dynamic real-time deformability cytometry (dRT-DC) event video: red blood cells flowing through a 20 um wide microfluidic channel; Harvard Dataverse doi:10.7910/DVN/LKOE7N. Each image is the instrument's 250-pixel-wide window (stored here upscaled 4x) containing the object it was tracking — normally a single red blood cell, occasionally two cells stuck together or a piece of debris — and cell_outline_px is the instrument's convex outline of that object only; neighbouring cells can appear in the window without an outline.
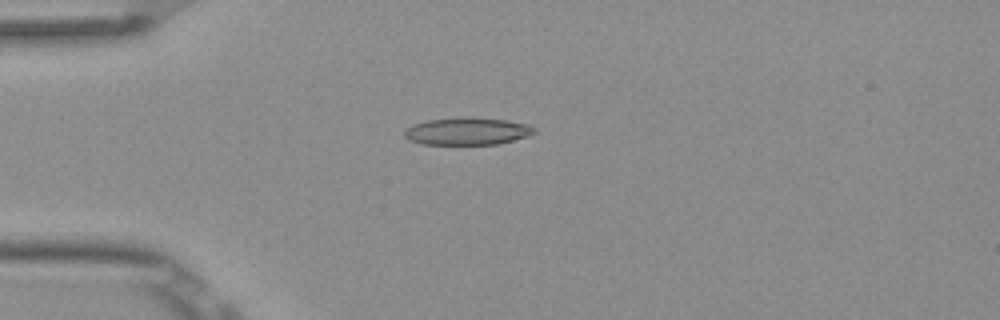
{"species": "Egyptian fruit bat (a non-hibernating species)", "species_latin": "Rousettus aegyptiacus", "temperature_condition": "room temperature", "stored_images_in_passage": 6, "camera_frame_rate_fps": 3000, "um_per_image_px": 0.085, "frame": {"image": 1, "passage_image": 4, "time_ms": 1.0, "image_size_px": [1000, 320], "cell_outline_px": [[536, 132], [528, 136], [500, 144], [424, 144], [408, 140], [404, 136], [404, 132], [412, 124], [428, 120], [460, 116], [468, 116], [508, 120], [528, 124], [536, 128]], "centroid_in_image_um": [39.74, 11.14], "position_along_channel_um": 45.3, "area_um2": 21.04}}
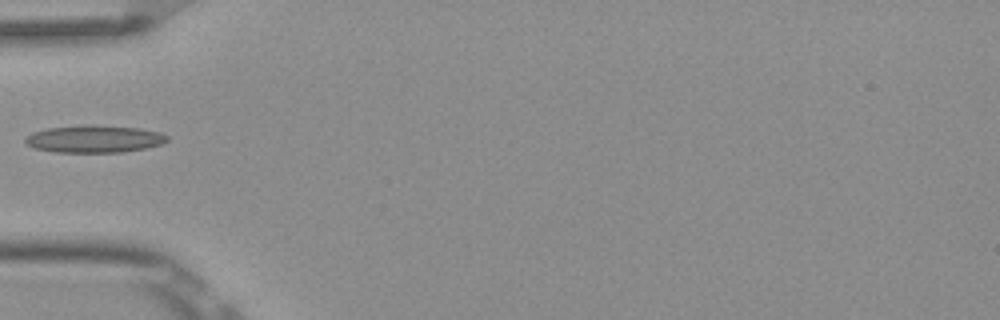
{"frame": {"image": 2, "passage_image": 5, "time_ms": 1.333, "image_size_px": [1000, 320], "cell_outline_px": [[168, 140], [160, 144], [144, 148], [120, 152], [56, 152], [36, 148], [28, 144], [24, 140], [32, 132], [48, 128], [84, 124], [92, 124], [140, 128], [160, 132], [168, 136]], "centroid_in_image_um": [8.03, 11.79], "position_along_channel_um": 77.0, "area_um2": 22.54}}
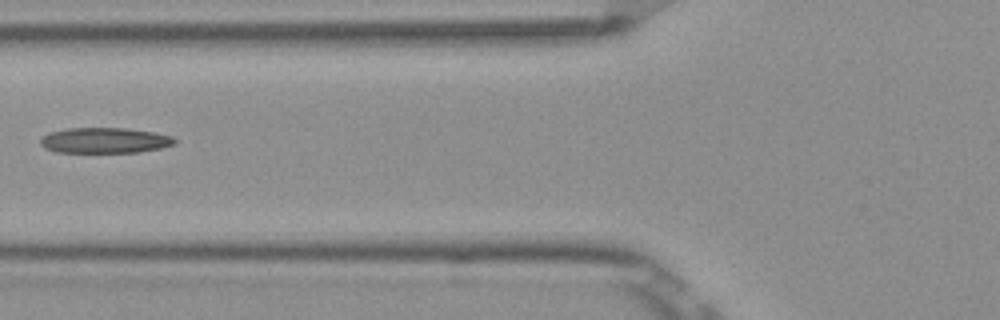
{"frame": {"image": 3, "passage_image": 6, "time_ms": 1.667, "image_size_px": [1000, 320], "cell_outline_px": [[176, 144], [160, 148], [136, 152], [56, 152], [44, 148], [40, 144], [40, 140], [48, 132], [68, 128], [124, 128], [156, 132], [172, 136], [176, 140]], "centroid_in_image_um": [8.9, 11.93], "position_along_channel_um": 116.9, "area_um2": 20.0}}